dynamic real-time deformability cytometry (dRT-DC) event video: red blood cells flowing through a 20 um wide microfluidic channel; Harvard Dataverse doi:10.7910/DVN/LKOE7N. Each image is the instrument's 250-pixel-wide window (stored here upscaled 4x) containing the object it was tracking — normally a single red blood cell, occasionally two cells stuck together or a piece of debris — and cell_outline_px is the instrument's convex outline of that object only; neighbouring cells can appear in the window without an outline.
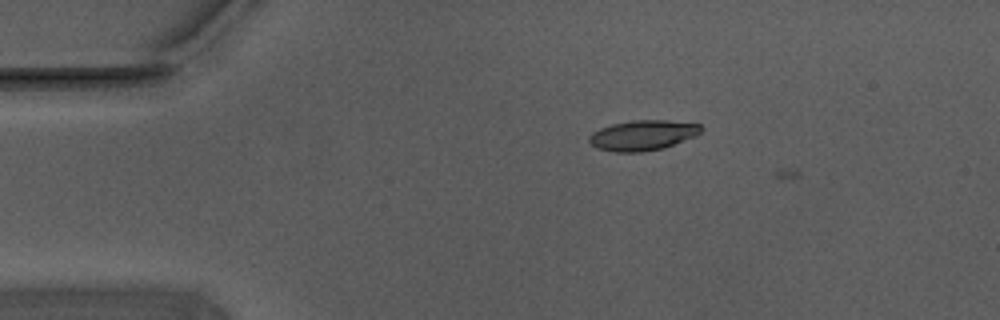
{"species": "Egyptian fruit bat (a non-hibernating species)", "species_latin": "Rousettus aegyptiacus", "temperature_condition": "warm", "stored_images_in_passage": 9, "camera_frame_rate_fps": 3000, "um_per_image_px": 0.085, "animal": {"sex": "male"}, "frame": {"image": 1, "passage_image": 4, "time_ms": 1.0, "image_size_px": [1000, 320], "cell_outline_px": [[704, 128], [696, 136], [664, 148], [640, 152], [612, 152], [596, 148], [588, 140], [588, 136], [592, 132], [600, 128], [612, 124], [632, 120], [664, 120], [700, 124]], "centroid_in_image_um": [54.62, 11.5], "position_along_channel_um": 30.4, "area_um2": 19.83}}